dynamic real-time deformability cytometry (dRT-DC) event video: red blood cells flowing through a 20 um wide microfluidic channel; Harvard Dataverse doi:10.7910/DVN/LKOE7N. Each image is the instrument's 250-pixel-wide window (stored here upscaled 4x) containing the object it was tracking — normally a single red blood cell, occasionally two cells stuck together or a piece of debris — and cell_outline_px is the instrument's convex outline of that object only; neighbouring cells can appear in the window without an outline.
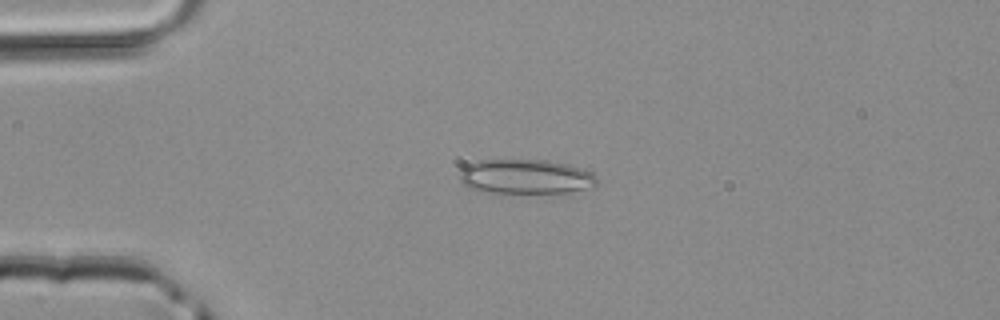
{"species": "common noctule bat (a hibernating species)", "species_latin": "Nyctalus noctula", "temperature_condition": "room temperature", "stored_images_in_passage": 45, "camera_frame_rate_fps": 3000, "um_per_image_px": 0.085, "animal": {"sex": "male", "body_mass_g": 20.4}, "frame": {"image": 1, "passage_image": 9, "time_ms": 2.667, "image_size_px": [1000, 320], "cell_outline_px": [[600, 180], [596, 188], [568, 192], [468, 192], [460, 180], [460, 172], [468, 164], [480, 160], [548, 160], [568, 164], [592, 172]], "centroid_in_image_um": [44.7, 15.03], "position_along_channel_um": 40.3, "area_um2": 28.15}}
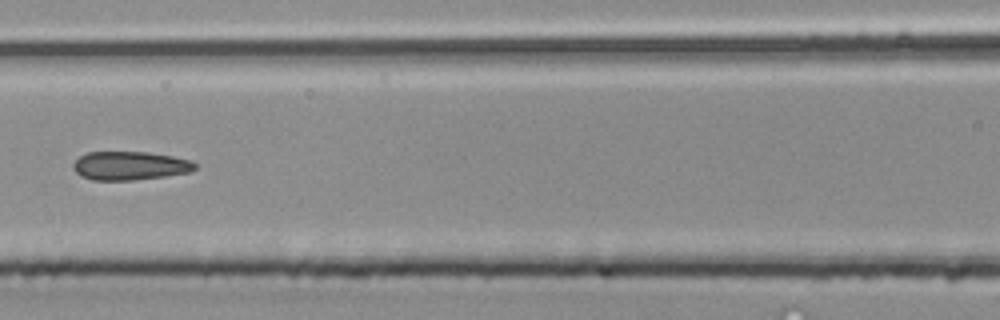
{"frame": {"image": 2, "passage_image": 19, "time_ms": 6.0, "image_size_px": [1000, 320], "cell_outline_px": [[196, 168], [188, 172], [164, 176], [132, 180], [92, 180], [80, 176], [72, 168], [72, 164], [80, 156], [88, 152], [148, 152], [172, 156], [192, 160], [196, 164]], "centroid_in_image_um": [11.02, 14.08], "position_along_channel_um": 155.6, "area_um2": 20.29}}
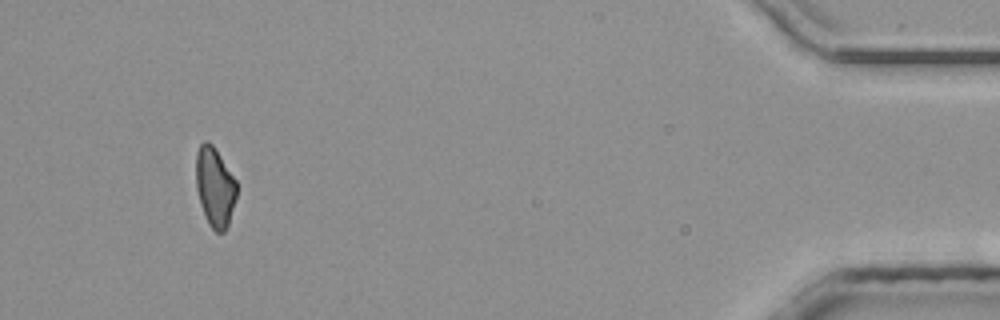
{"frame": {"image": 3, "passage_image": 42, "time_ms": 13.667, "image_size_px": [1000, 320], "cell_outline_px": [[236, 196], [228, 224], [224, 232], [216, 232], [208, 224], [200, 204], [196, 188], [196, 152], [200, 144], [204, 140], [208, 140], [212, 144], [236, 180]], "centroid_in_image_um": [18.24, 15.88], "position_along_channel_um": 417.0, "area_um2": 18.73}}